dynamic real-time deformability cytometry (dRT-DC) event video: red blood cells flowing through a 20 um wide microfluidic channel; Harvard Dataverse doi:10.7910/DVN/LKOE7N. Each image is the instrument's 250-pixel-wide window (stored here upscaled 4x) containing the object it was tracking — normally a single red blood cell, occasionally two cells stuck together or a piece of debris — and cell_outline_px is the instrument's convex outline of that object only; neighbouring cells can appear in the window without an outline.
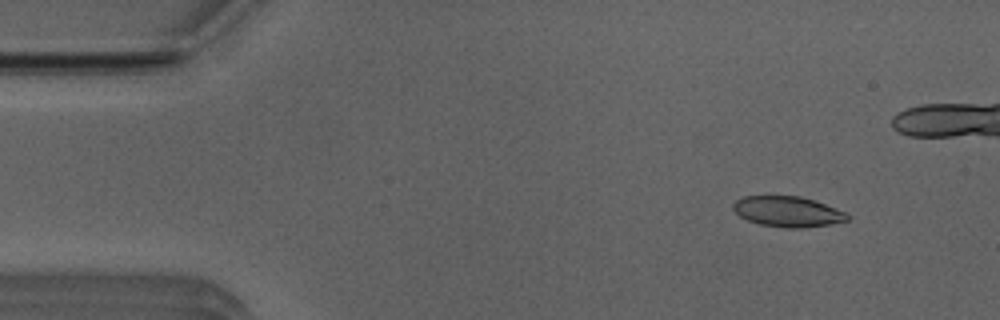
{"species": "Egyptian fruit bat (a non-hibernating species)", "species_latin": "Rousettus aegyptiacus", "temperature_condition": "room temperature", "stored_images_in_passage": 12, "camera_frame_rate_fps": 3000, "um_per_image_px": 0.085, "animal": {"sex": "male"}, "frame": {"image": 1, "passage_image": 5, "time_ms": 1.333, "image_size_px": [1000, 320], "cell_outline_px": [[852, 216], [848, 220], [832, 224], [800, 228], [784, 228], [760, 224], [748, 220], [740, 216], [732, 208], [732, 204], [736, 200], [744, 196], [800, 196], [824, 204], [844, 212]], "centroid_in_image_um": [66.94, 17.99], "position_along_channel_um": 18.1, "area_um2": 20.17}}